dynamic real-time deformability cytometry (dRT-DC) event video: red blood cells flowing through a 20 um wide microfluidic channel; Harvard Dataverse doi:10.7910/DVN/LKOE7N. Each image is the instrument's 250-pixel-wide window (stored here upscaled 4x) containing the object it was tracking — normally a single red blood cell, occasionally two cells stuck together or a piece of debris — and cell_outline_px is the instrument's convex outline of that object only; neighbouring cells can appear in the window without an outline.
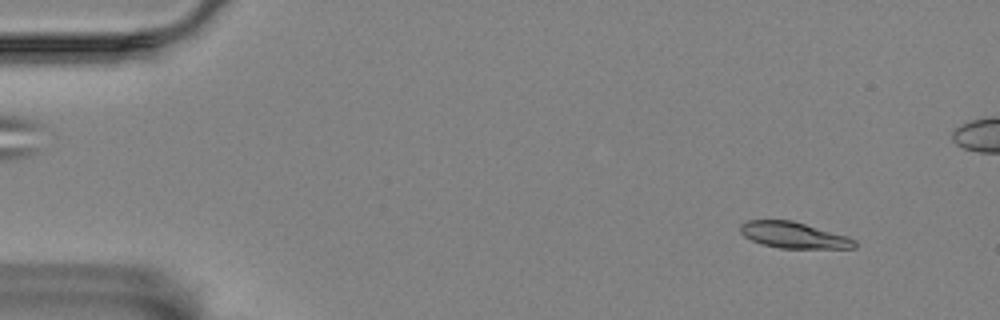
{"species": "Egyptian fruit bat (a non-hibernating species)", "species_latin": "Rousettus aegyptiacus", "temperature_condition": "room temperature", "stored_images_in_passage": 58, "camera_frame_rate_fps": 3000, "um_per_image_px": 0.085, "animal": {"sex": "female"}, "frame": {"image": 1, "passage_image": 4, "time_ms": 1.0, "image_size_px": [1000, 320], "cell_outline_px": [[856, 248], [780, 248], [760, 244], [744, 236], [740, 232], [740, 224], [748, 220], [792, 220], [848, 236], [856, 240]], "centroid_in_image_um": [67.46, 19.98], "position_along_channel_um": 17.5, "area_um2": 17.46}}
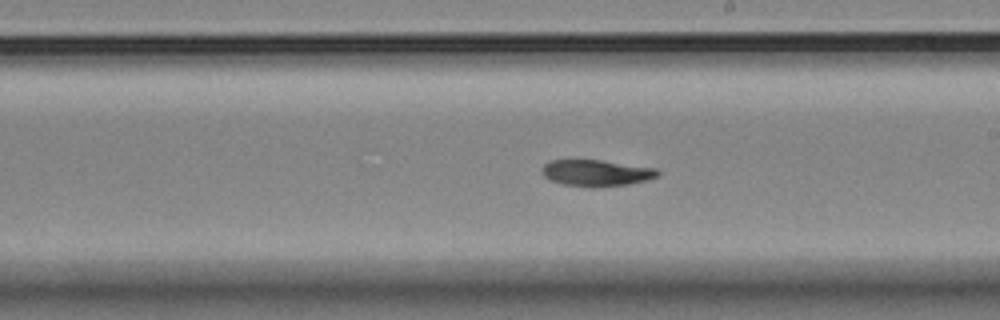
{"frame": {"image": 2, "passage_image": 32, "time_ms": 10.333, "image_size_px": [1000, 320], "cell_outline_px": [[660, 176], [648, 180], [628, 184], [596, 188], [588, 188], [560, 184], [548, 180], [544, 176], [544, 164], [552, 160], [600, 160], [656, 168], [660, 172]], "centroid_in_image_um": [50.71, 14.72], "position_along_channel_um": 238.3, "area_um2": 18.03}}
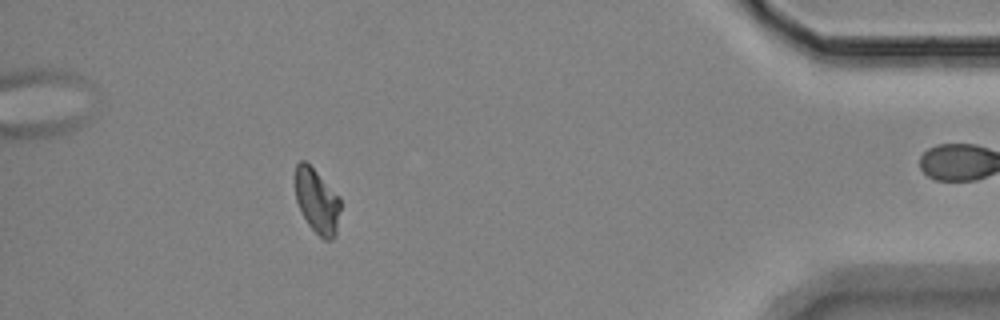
{"frame": {"image": 3, "passage_image": 51, "time_ms": 16.667, "image_size_px": [1000, 320], "cell_outline_px": [[340, 208], [336, 236], [332, 240], [324, 240], [308, 224], [296, 200], [296, 164], [300, 160], [304, 160], [340, 196]], "centroid_in_image_um": [26.97, 17.12], "position_along_channel_um": 408.2, "area_um2": 16.76}, "authors_computed_cell_mechanics": {"area_um2": 17.5134, "velocity_mm_per_s": 3.4534, "shape_relaxation_time_tau1_ms": 10.7905, "shape_relaxation_time_tau2_ms": null, "deformation_change_tau1": 0.2042, "deformation_change_tau2": null}}